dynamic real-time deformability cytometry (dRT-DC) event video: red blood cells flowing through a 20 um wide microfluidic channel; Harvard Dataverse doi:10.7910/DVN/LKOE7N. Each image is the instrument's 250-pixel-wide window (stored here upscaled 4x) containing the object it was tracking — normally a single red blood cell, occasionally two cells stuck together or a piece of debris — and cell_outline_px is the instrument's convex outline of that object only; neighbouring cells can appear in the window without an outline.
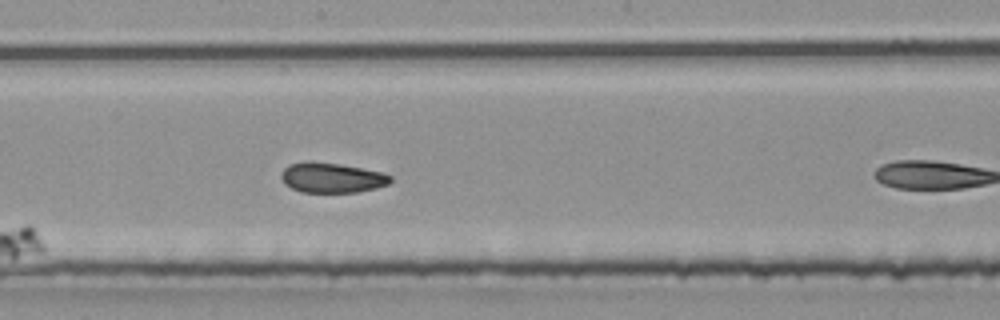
{"species": "common noctule bat (a hibernating species)", "species_latin": "Nyctalus noctula", "temperature_condition": "room temperature", "stored_images_in_passage": 8, "camera_frame_rate_fps": 3000, "um_per_image_px": 0.085, "animal": {"sex": "male", "body_mass_g": 20.4}, "frame": {"image": 1, "passage_image": 6, "time_ms": 1.667, "image_size_px": [1000, 320], "cell_outline_px": [[392, 180], [388, 184], [376, 188], [356, 192], [300, 192], [284, 184], [280, 176], [280, 172], [288, 164], [304, 160], [312, 160], [340, 164], [380, 172], [392, 176]], "centroid_in_image_um": [28.13, 15.09], "position_along_channel_um": 220.1, "area_um2": 19.36}}